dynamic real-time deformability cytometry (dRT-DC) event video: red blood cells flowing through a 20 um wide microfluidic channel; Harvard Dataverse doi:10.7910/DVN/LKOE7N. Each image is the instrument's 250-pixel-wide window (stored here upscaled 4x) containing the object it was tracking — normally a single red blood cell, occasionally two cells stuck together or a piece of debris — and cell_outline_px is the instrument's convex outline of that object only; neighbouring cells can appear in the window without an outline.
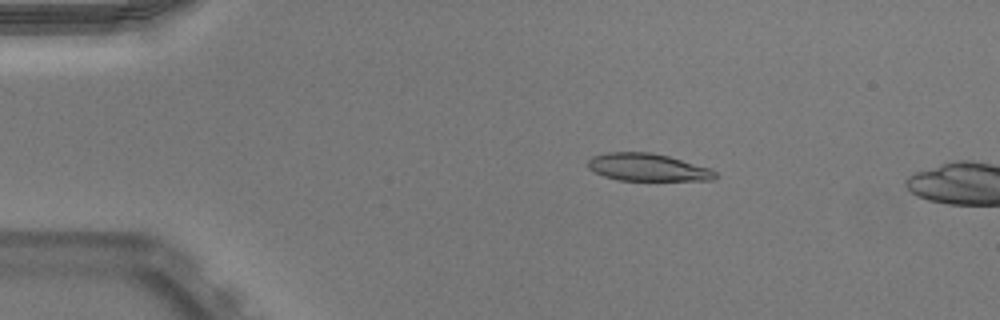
{"species": "Egyptian fruit bat (a non-hibernating species)", "species_latin": "Rousettus aegyptiacus", "temperature_condition": "warm", "stored_images_in_passage": 13, "camera_frame_rate_fps": 3000, "um_per_image_px": 0.085, "animal": {"sex": "male"}, "frame": {"image": 1, "passage_image": 10, "time_ms": 3.0, "image_size_px": [1000, 320], "cell_outline_px": [[716, 176], [712, 180], [620, 180], [604, 176], [588, 168], [588, 160], [592, 156], [608, 152], [652, 152], [668, 156], [712, 168], [716, 172]], "centroid_in_image_um": [55.06, 14.21], "position_along_channel_um": 29.9, "area_um2": 20.35}}